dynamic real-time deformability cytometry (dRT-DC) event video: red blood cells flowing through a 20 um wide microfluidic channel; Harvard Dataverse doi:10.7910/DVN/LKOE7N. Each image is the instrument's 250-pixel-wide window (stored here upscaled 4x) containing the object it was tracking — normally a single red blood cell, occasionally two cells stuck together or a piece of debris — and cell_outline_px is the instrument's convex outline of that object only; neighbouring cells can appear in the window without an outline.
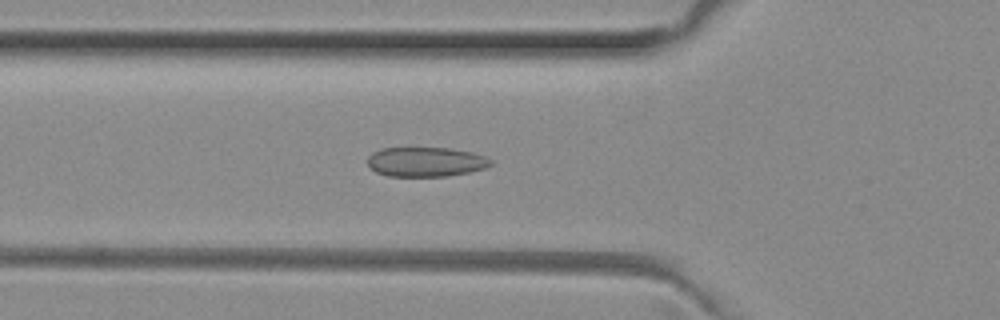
{"species": "common noctule bat (a hibernating species)", "species_latin": "Nyctalus noctula", "temperature_condition": "room temperature", "stored_images_in_passage": 50, "camera_frame_rate_fps": 3000, "um_per_image_px": 0.085, "animal": {"sex": "female", "body_mass_g": 29.2, "forearm_length_mm": 56.3}, "frame": {"image": 1, "passage_image": 17, "time_ms": 5.333, "image_size_px": [1000, 320], "cell_outline_px": [[492, 164], [484, 168], [468, 172], [448, 176], [388, 176], [376, 172], [368, 164], [368, 156], [372, 152], [380, 148], [448, 148], [472, 152], [484, 156], [492, 160]], "centroid_in_image_um": [36.17, 13.75], "position_along_channel_um": 89.6, "area_um2": 21.15}}
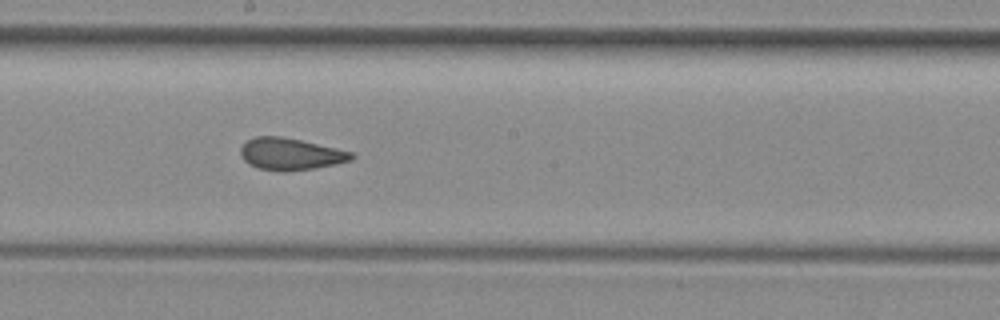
{"frame": {"image": 2, "passage_image": 27, "time_ms": 8.667, "image_size_px": [1000, 320], "cell_outline_px": [[356, 156], [352, 160], [336, 164], [316, 168], [284, 172], [276, 172], [256, 168], [248, 164], [240, 156], [240, 148], [248, 140], [256, 136], [280, 136], [300, 140], [336, 148], [352, 152]], "centroid_in_image_um": [24.67, 13.11], "position_along_channel_um": 223.5, "area_um2": 20.87}}
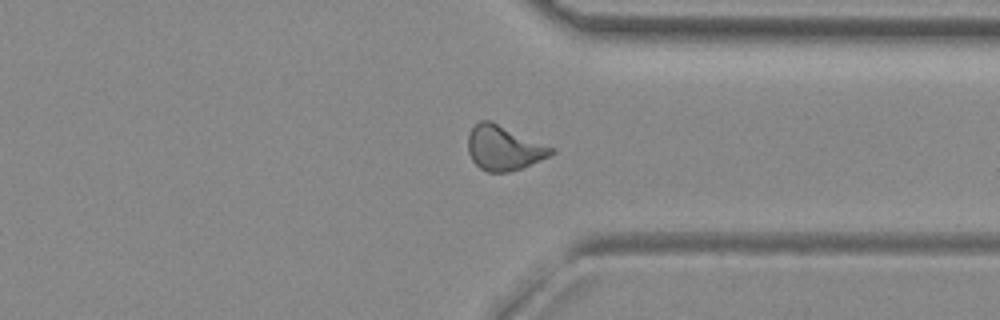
{"frame": {"image": 3, "passage_image": 38, "time_ms": 12.333, "image_size_px": [1000, 320], "cell_outline_px": [[556, 152], [548, 156], [520, 168], [508, 172], [488, 172], [480, 168], [472, 160], [468, 152], [468, 136], [472, 128], [480, 120], [492, 120], [556, 148]], "centroid_in_image_um": [42.83, 12.55], "position_along_channel_um": 368.6, "area_um2": 21.73}, "authors_computed_cell_mechanics": {"area_um2": 21.0681, "velocity_mm_per_s": 4.0115, "shape_relaxation_time_tau1_ms": null, "shape_relaxation_time_tau2_ms": 1.4169, "deformation_change_tau1": null, "deformation_change_tau2": 0.0769}}